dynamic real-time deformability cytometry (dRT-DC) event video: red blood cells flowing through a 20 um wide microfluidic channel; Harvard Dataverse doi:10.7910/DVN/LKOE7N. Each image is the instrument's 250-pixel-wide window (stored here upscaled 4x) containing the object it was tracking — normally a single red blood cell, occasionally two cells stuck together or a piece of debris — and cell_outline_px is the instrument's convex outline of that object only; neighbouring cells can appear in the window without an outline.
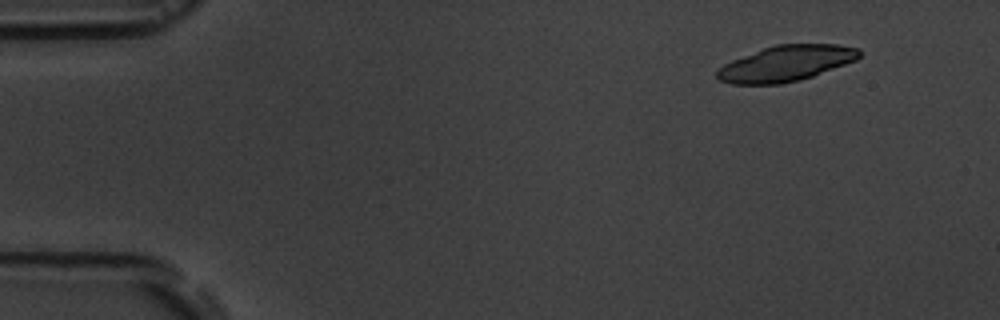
{"species": "common noctule bat (a hibernating species)", "species_latin": "Nyctalus noctula", "temperature_condition": "room temperature", "stored_images_in_passage": 4, "camera_frame_rate_fps": 3000, "um_per_image_px": 0.085, "animal": {"sex": "male", "body_mass_g": 19.5, "forearm_length_mm": 54.6}, "frame": {"image": 1, "passage_image": 1, "time_ms": 0.0, "image_size_px": [1000, 320], "cell_outline_px": [[860, 56], [856, 60], [812, 76], [800, 80], [780, 84], [732, 84], [720, 80], [716, 76], [716, 72], [724, 64], [732, 60], [764, 48], [776, 44], [836, 44], [860, 48]], "centroid_in_image_um": [66.82, 5.39], "position_along_channel_um": 18.2, "area_um2": 29.36}}